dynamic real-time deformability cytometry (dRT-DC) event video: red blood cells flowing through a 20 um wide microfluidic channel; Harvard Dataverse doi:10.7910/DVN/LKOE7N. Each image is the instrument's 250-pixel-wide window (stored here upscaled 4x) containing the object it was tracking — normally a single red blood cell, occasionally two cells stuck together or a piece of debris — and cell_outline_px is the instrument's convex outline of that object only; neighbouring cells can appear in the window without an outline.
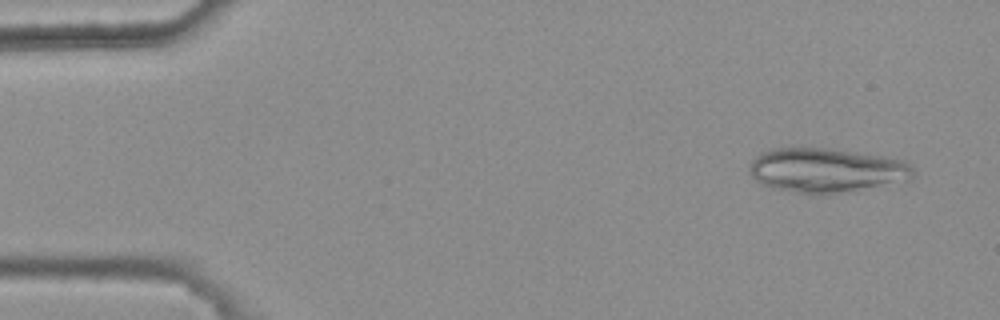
{"species": "common noctule bat (a hibernating species)", "species_latin": "Nyctalus noctula", "temperature_condition": "warm", "stored_images_in_passage": 5, "camera_frame_rate_fps": 3000, "um_per_image_px": 0.085, "animal": {"sex": "female", "body_mass_g": 25.1}, "frame": {"image": 1, "passage_image": 1, "time_ms": 0.0, "image_size_px": [1000, 320], "cell_outline_px": [[912, 180], [824, 196], [808, 196], [772, 188], [756, 180], [748, 172], [748, 168], [752, 160], [760, 152], [772, 148], [820, 148], [852, 152], [880, 156], [904, 160], [912, 168]], "centroid_in_image_um": [70.18, 14.51], "position_along_channel_um": 14.8, "area_um2": 42.77}}